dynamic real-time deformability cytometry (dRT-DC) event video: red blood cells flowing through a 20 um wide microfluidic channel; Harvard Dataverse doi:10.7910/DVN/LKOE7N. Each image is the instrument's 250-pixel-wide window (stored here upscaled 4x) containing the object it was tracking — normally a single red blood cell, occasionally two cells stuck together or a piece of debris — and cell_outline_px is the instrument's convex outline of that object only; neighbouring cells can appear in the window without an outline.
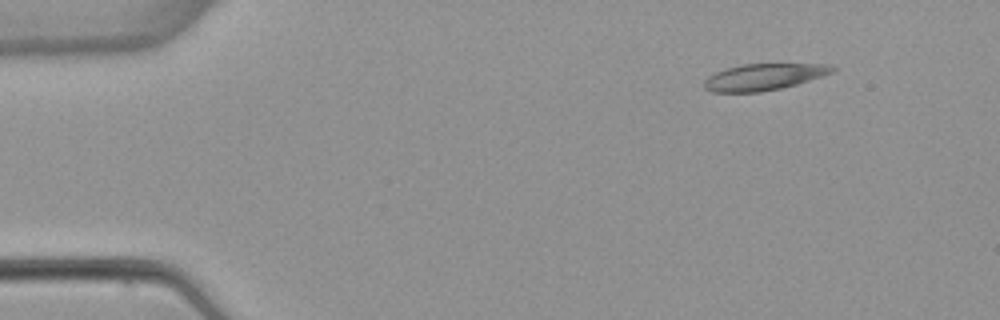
{"species": "common noctule bat (a hibernating species)", "species_latin": "Nyctalus noctula", "temperature_condition": "warm", "stored_images_in_passage": 4, "camera_frame_rate_fps": 3000, "um_per_image_px": 0.085, "animal": {"sex": "female", "body_mass_g": 22.7, "forearm_length_mm": 54.2}, "frame": {"image": 1, "passage_image": 4, "time_ms": 6.333, "image_size_px": [1000, 320], "cell_outline_px": [[836, 68], [832, 72], [796, 84], [780, 88], [760, 92], [712, 92], [704, 88], [704, 80], [708, 76], [716, 72], [728, 68], [744, 64], [832, 64]], "centroid_in_image_um": [64.9, 6.54], "position_along_channel_um": 20.1, "area_um2": 19.54}}